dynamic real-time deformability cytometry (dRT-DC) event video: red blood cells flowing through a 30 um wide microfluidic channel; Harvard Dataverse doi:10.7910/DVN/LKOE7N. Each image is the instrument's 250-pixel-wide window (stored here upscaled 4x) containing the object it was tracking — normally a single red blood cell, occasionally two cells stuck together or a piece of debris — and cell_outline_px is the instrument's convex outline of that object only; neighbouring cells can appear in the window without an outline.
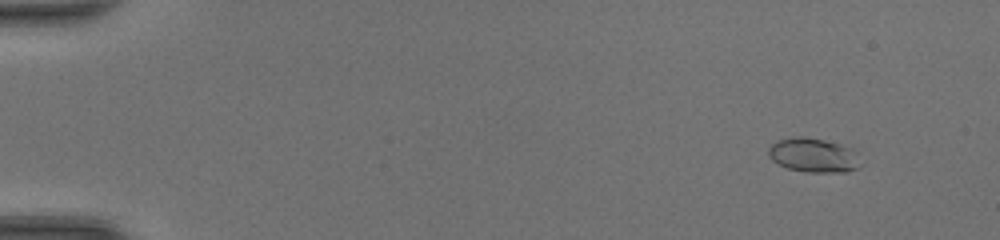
{"species": "common noctule bat (a hibernating species)", "species_latin": "Nyctalus noctula", "temperature_condition": "room temperature", "stored_images_in_passage": 49, "camera_frame_rate_fps": 3000, "um_per_image_px": 0.085, "animal": {"sex": "female", "body_mass_g": 20.0, "forearm_length_mm": 54.0}, "frame": {"image": 1, "passage_image": 5, "time_ms": 1.333, "image_size_px": [1000, 240], "cell_outline_px": [[860, 164], [856, 168], [848, 172], [804, 172], [788, 168], [772, 160], [768, 156], [768, 148], [776, 140], [792, 136], [804, 136], [824, 140], [840, 144], [852, 148], [856, 152]], "centroid_in_image_um": [69.12, 13.18], "position_along_channel_um": 15.9, "area_um2": 18.5}}
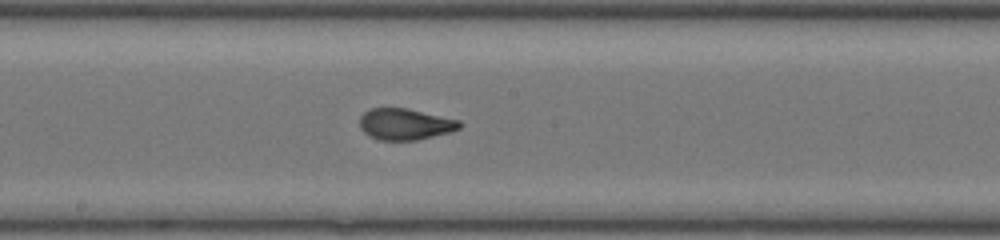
{"frame": {"image": 2, "passage_image": 28, "time_ms": 9.0, "image_size_px": [1000, 240], "cell_outline_px": [[464, 124], [460, 128], [452, 132], [416, 140], [380, 140], [368, 136], [360, 128], [360, 116], [368, 108], [408, 108], [460, 120]], "centroid_in_image_um": [34.45, 10.55], "position_along_channel_um": 213.7, "area_um2": 18.5}}
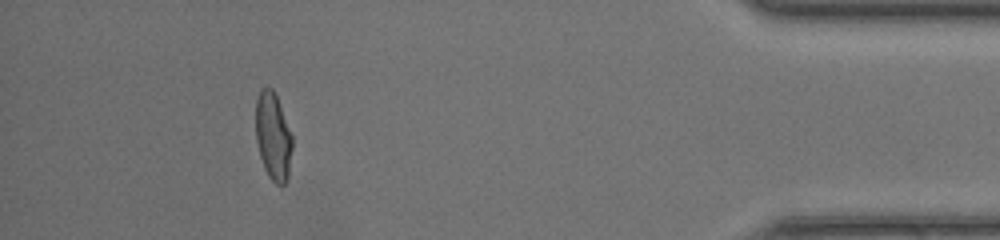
{"frame": {"image": 3, "passage_image": 45, "time_ms": 14.667, "image_size_px": [1000, 240], "cell_outline_px": [[292, 148], [288, 176], [284, 184], [276, 184], [268, 176], [264, 168], [260, 156], [256, 140], [256, 100], [260, 88], [272, 88], [276, 96], [292, 136]], "centroid_in_image_um": [23.2, 11.6], "position_along_channel_um": 412.0, "area_um2": 18.44}, "authors_computed_cell_mechanics": {"area_um2": 18.5538, "velocity_mm_per_s": 4.4126, "shape_relaxation_time_tau1_ms": 4.3067, "shape_relaxation_time_tau2_ms": null, "deformation_change_tau1": 0.1864, "deformation_change_tau2": null}}